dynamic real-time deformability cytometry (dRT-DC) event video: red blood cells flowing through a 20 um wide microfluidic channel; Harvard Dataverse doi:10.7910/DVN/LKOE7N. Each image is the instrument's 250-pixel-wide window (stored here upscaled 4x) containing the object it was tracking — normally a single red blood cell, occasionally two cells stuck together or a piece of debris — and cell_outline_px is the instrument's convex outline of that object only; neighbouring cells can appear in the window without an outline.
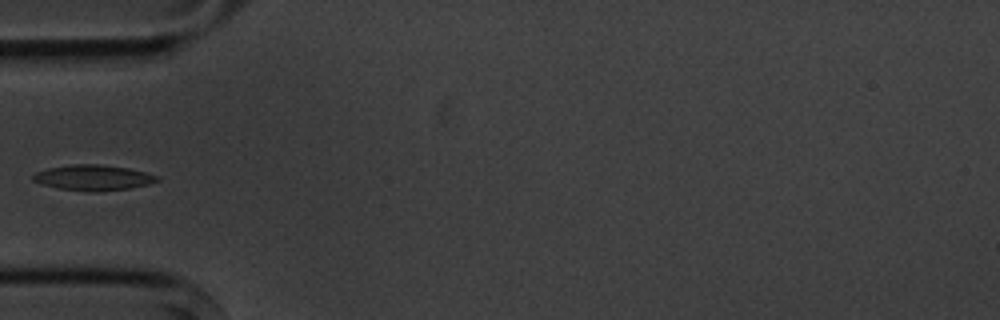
{"species": "common noctule bat (a hibernating species)", "species_latin": "Nyctalus noctula", "temperature_condition": "cold", "stored_images_in_passage": 5, "camera_frame_rate_fps": 3000, "um_per_image_px": 0.085, "animal": {"sex": "male", "body_mass_g": 20.1, "forearm_length_mm": 53.5}, "frame": {"image": 1, "passage_image": 4, "time_ms": 4.333, "image_size_px": [1000, 320], "cell_outline_px": [[160, 180], [148, 184], [128, 188], [92, 192], [88, 192], [60, 188], [40, 184], [32, 180], [32, 176], [36, 172], [48, 168], [72, 164], [96, 164], [128, 168], [160, 176]], "centroid_in_image_um": [7.9, 15.1], "position_along_channel_um": 77.1, "area_um2": 18.32}}
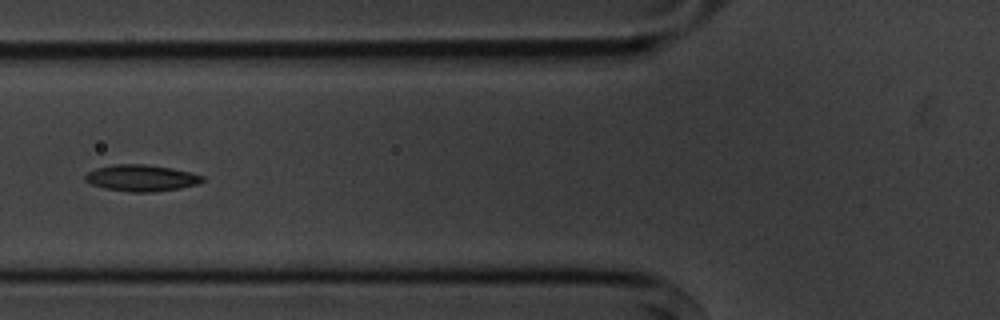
{"frame": {"image": 2, "passage_image": 5, "time_ms": 5.333, "image_size_px": [1000, 320], "cell_outline_px": [[204, 180], [200, 184], [180, 188], [152, 192], [128, 192], [104, 188], [92, 184], [84, 180], [84, 176], [88, 172], [96, 168], [112, 164], [144, 164], [172, 168], [192, 172], [204, 176]], "centroid_in_image_um": [12.03, 15.13], "position_along_channel_um": 113.8, "area_um2": 18.26}}